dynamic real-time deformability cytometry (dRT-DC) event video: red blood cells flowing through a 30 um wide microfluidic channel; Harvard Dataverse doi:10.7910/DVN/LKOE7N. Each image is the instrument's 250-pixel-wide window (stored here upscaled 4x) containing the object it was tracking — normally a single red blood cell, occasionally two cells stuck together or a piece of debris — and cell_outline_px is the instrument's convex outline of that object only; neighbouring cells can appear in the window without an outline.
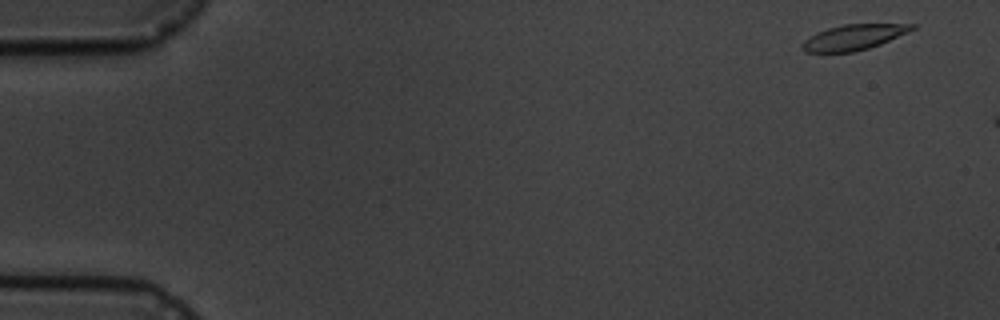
{"species": "common noctule bat (a hibernating species)", "species_latin": "Nyctalus noctula", "temperature_condition": "cold", "stored_images_in_passage": 3, "camera_frame_rate_fps": 3000, "um_per_image_px": 0.085, "animal": {"sex": "male", "body_mass_g": 19.5, "forearm_length_mm": 54.6}, "frame": {"image": 1, "passage_image": 1, "time_ms": 0.0, "image_size_px": [1000, 320], "cell_outline_px": [[916, 28], [908, 32], [880, 44], [868, 48], [852, 52], [804, 52], [800, 48], [800, 44], [804, 40], [816, 32], [828, 28], [844, 24], [916, 24]], "centroid_in_image_um": [72.52, 3.16], "position_along_channel_um": 12.5, "area_um2": 16.24}}